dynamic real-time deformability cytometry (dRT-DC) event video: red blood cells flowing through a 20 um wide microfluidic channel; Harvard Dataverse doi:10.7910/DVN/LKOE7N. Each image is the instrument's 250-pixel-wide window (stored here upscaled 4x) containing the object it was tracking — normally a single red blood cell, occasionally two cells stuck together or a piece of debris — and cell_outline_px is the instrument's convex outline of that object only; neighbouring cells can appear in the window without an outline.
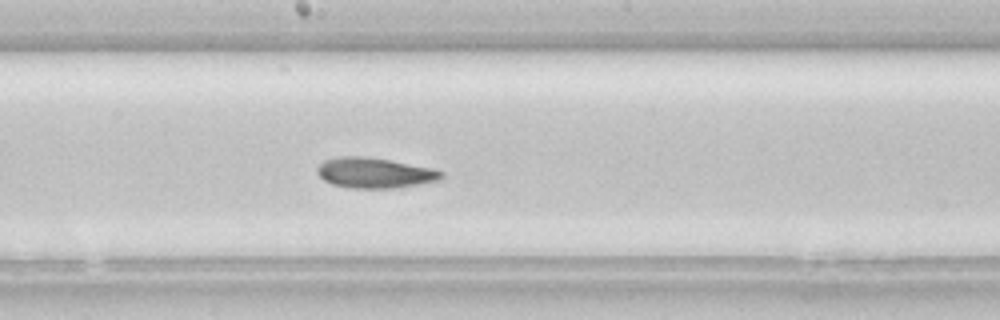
{"species": "common noctule bat (a hibernating species)", "species_latin": "Nyctalus noctula", "temperature_condition": "room temperature", "stored_images_in_passage": 28, "camera_frame_rate_fps": 3000, "um_per_image_px": 0.085, "animal": {"sex": "female", "body_mass_g": 22.7, "forearm_length_mm": 54.2}, "frame": {"image": 1, "passage_image": 13, "time_ms": 4.0, "image_size_px": [1000, 320], "cell_outline_px": [[444, 176], [440, 180], [392, 188], [352, 188], [332, 184], [324, 180], [316, 172], [316, 168], [324, 160], [340, 156], [364, 156], [388, 160], [432, 168], [444, 172]], "centroid_in_image_um": [31.82, 14.69], "position_along_channel_um": 216.4, "area_um2": 21.79}}